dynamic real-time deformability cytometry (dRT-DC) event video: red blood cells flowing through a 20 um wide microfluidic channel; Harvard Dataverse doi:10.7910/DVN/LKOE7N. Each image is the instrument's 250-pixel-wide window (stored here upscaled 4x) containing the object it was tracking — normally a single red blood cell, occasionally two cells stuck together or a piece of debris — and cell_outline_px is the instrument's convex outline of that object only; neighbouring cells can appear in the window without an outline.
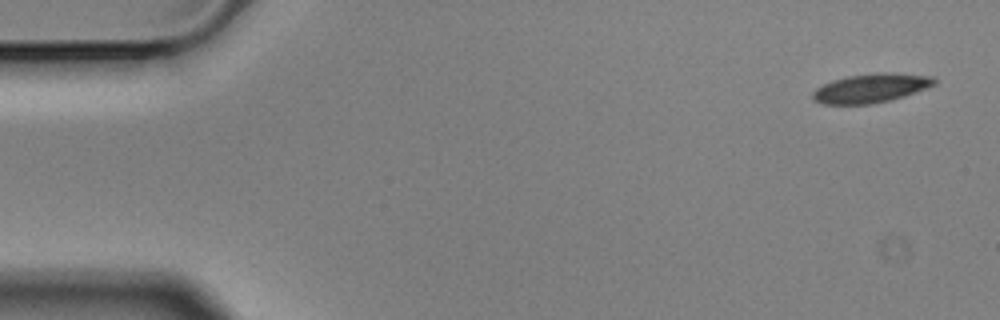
{"species": "Egyptian fruit bat (a non-hibernating species)", "species_latin": "Rousettus aegyptiacus", "temperature_condition": "cold", "stored_images_in_passage": 6, "camera_frame_rate_fps": 3000, "um_per_image_px": 0.085, "animal": {"sex": "male"}, "frame": {"image": 1, "passage_image": 1, "time_ms": 0.0, "image_size_px": [1000, 320], "cell_outline_px": [[936, 84], [904, 96], [892, 100], [872, 104], [820, 104], [812, 100], [812, 92], [816, 88], [832, 80], [848, 76], [880, 72], [884, 72], [932, 76], [936, 80]], "centroid_in_image_um": [73.99, 7.5], "position_along_channel_um": 11.0, "area_um2": 20.58}}
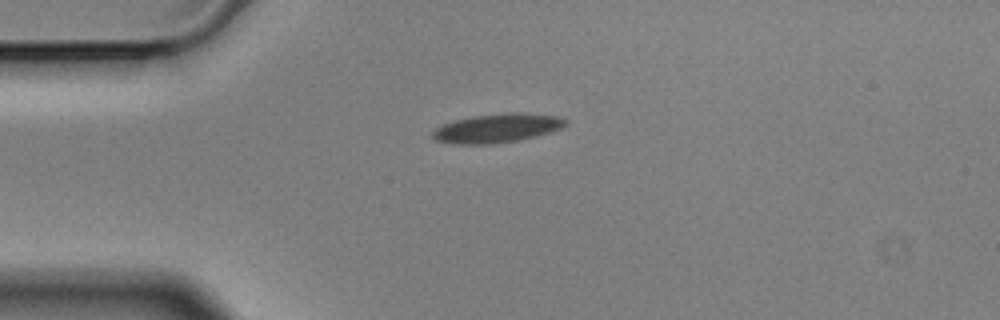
{"frame": {"image": 2, "passage_image": 4, "time_ms": 1.0, "image_size_px": [1000, 320], "cell_outline_px": [[568, 124], [552, 132], [536, 136], [516, 140], [488, 144], [452, 144], [436, 140], [432, 136], [432, 132], [440, 124], [452, 120], [472, 116], [512, 112], [520, 112], [560, 116], [568, 120]], "centroid_in_image_um": [42.26, 10.88], "position_along_channel_um": 42.7, "area_um2": 22.6}}
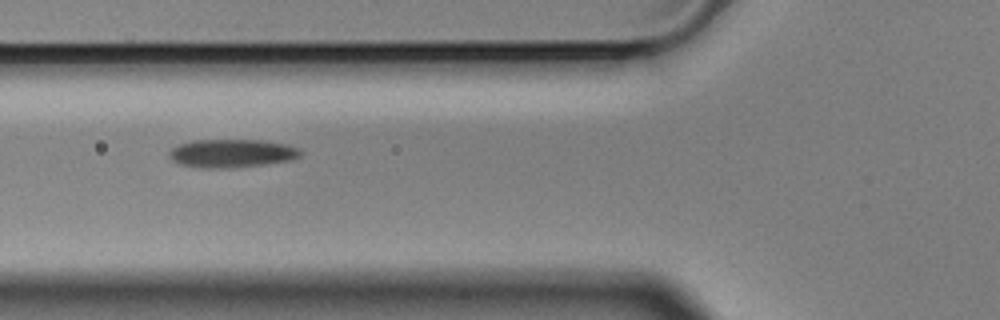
{"frame": {"image": 3, "passage_image": 6, "time_ms": 1.667, "image_size_px": [1000, 320], "cell_outline_px": [[304, 152], [300, 156], [292, 160], [264, 164], [220, 168], [204, 168], [180, 164], [172, 160], [168, 156], [168, 152], [172, 148], [180, 144], [196, 140], [260, 140], [288, 144], [300, 148]], "centroid_in_image_um": [19.74, 13.02], "position_along_channel_um": 106.1, "area_um2": 21.62}}